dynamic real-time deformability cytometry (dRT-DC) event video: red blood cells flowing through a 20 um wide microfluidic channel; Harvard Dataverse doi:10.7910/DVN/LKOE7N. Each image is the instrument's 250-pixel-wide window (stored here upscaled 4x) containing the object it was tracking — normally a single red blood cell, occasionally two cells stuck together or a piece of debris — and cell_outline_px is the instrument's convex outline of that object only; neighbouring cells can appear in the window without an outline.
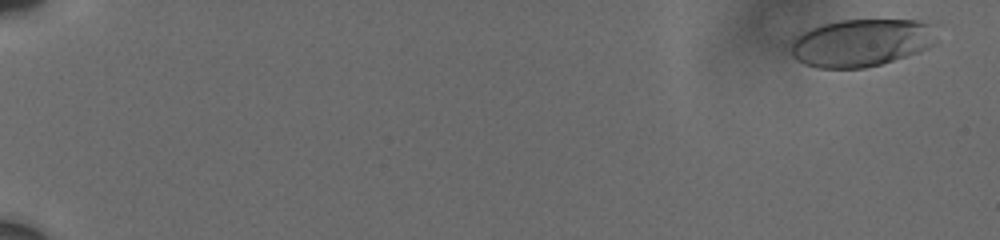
{"species": "human", "species_latin": "Homo sapiens", "temperature_condition": "cold", "stored_images_in_passage": 9, "camera_frame_rate_fps": 3000, "um_per_image_px": 0.085, "donor": {"sex": "male"}, "frame": {"image": 1, "passage_image": 1, "time_ms": 0.0, "image_size_px": [1000, 240], "cell_outline_px": [[932, 44], [928, 48], [880, 64], [864, 68], [816, 68], [804, 64], [796, 60], [792, 56], [792, 40], [796, 36], [812, 28], [824, 24], [840, 20], [916, 20], [928, 24]], "centroid_in_image_um": [73.09, 3.65], "position_along_channel_um": 11.9, "area_um2": 39.48}}
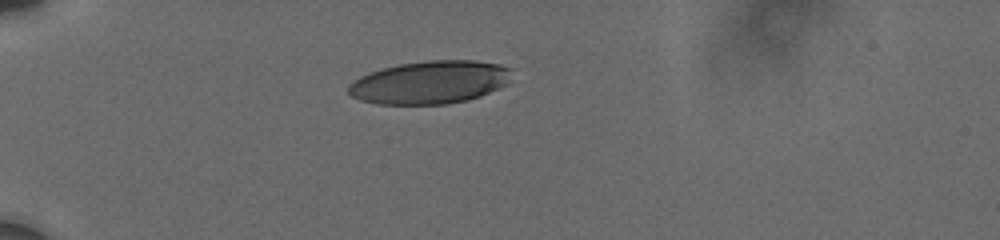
{"frame": {"image": 2, "passage_image": 7, "time_ms": 5.333, "image_size_px": [1000, 240], "cell_outline_px": [[512, 68], [508, 84], [480, 96], [468, 100], [448, 104], [376, 104], [360, 100], [352, 96], [348, 92], [348, 84], [360, 76], [384, 68], [400, 64], [428, 60], [476, 60], [500, 64]], "centroid_in_image_um": [36.57, 7.0], "position_along_channel_um": 48.4, "area_um2": 41.04}}
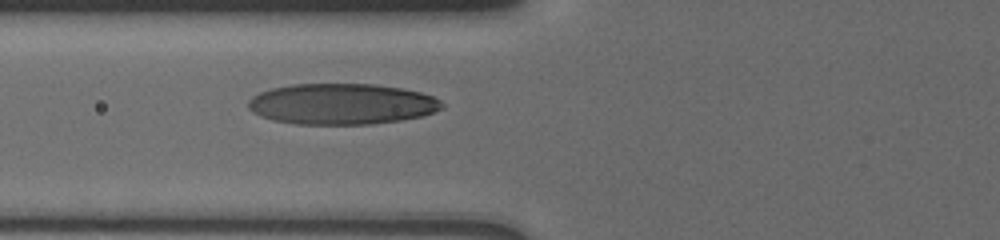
{"frame": {"image": 3, "passage_image": 9, "time_ms": 7.667, "image_size_px": [1000, 240], "cell_outline_px": [[444, 108], [420, 116], [400, 120], [368, 124], [296, 124], [272, 120], [260, 116], [252, 112], [248, 108], [248, 100], [252, 96], [260, 92], [272, 88], [292, 84], [376, 84], [400, 88], [420, 92], [432, 96], [440, 100], [444, 104]], "centroid_in_image_um": [29.01, 8.83], "position_along_channel_um": 96.8, "area_um2": 46.18}}